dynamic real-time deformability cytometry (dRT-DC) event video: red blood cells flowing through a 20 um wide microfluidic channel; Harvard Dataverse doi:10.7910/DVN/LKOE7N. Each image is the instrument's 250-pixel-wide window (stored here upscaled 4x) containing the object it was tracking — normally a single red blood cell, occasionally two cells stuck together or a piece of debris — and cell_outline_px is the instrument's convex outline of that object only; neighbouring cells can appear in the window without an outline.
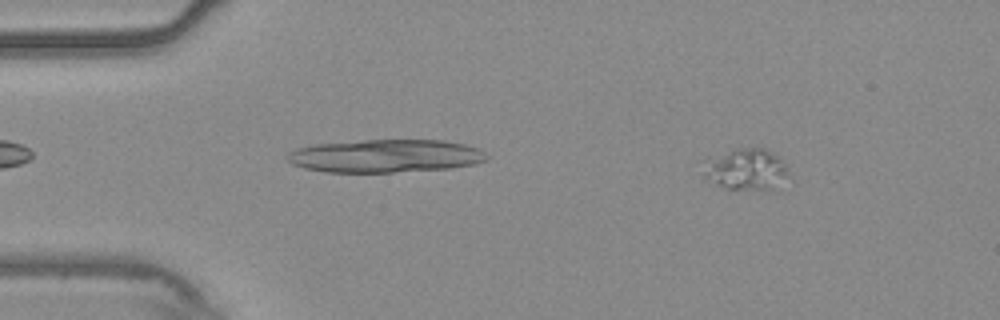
{"species": "common noctule bat (a hibernating species)", "species_latin": "Nyctalus noctula", "temperature_condition": "warm", "stored_images_in_passage": 54, "camera_frame_rate_fps": 3000, "um_per_image_px": 0.085, "animal": {"sex": "male", "body_mass_g": 20.4}, "frame": {"image": 1, "passage_image": 7, "time_ms": 2.0, "image_size_px": [1000, 320], "cell_outline_px": [[784, 172], [772, 188], [728, 188], [716, 184], [704, 176], [700, 160], [736, 148], [764, 148], [772, 152], [784, 164]], "centroid_in_image_um": [63.22, 14.32], "position_along_channel_um": 21.8, "area_um2": 19.59}}
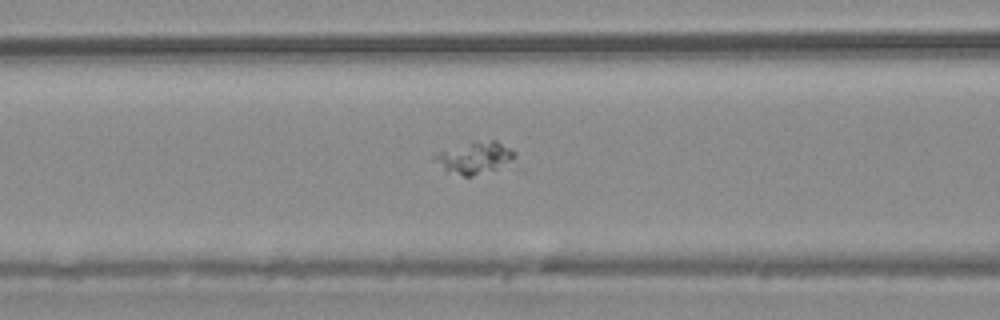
{"frame": {"image": 2, "passage_image": 22, "time_ms": 7.0, "image_size_px": [1000, 320], "cell_outline_px": [[516, 164], [472, 176], [464, 176], [444, 172], [432, 156], [440, 152], [472, 140], [496, 140], [516, 152]], "centroid_in_image_um": [40.43, 13.42], "position_along_channel_um": 126.2, "area_um2": 15.55}}
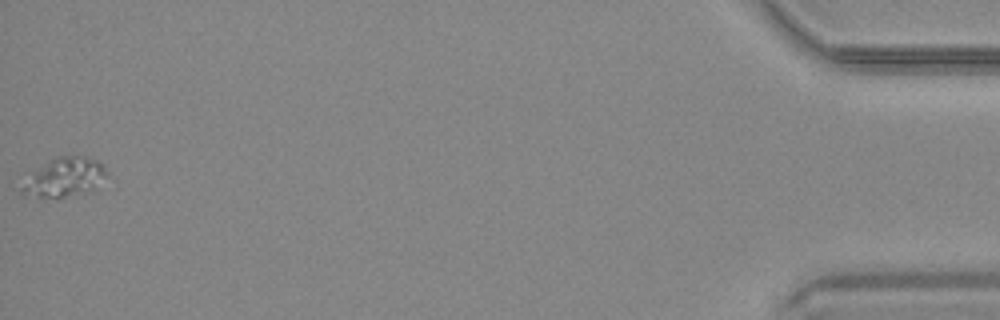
{"frame": {"image": 3, "passage_image": 54, "time_ms": 17.667, "image_size_px": [1000, 320], "cell_outline_px": [[108, 176], [92, 188], [64, 196], [40, 200], [24, 196], [20, 192], [20, 188], [32, 172], [56, 156], [84, 156], [100, 160]], "centroid_in_image_um": [5.41, 15.08], "position_along_channel_um": 429.8, "area_um2": 19.13}}